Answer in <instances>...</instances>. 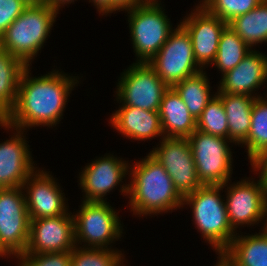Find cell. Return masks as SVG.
Returning <instances> with one entry per match:
<instances>
[{
	"label": "cell",
	"mask_w": 267,
	"mask_h": 266,
	"mask_svg": "<svg viewBox=\"0 0 267 266\" xmlns=\"http://www.w3.org/2000/svg\"><path fill=\"white\" fill-rule=\"evenodd\" d=\"M30 71V66L23 71L15 106L3 121L24 131L39 126L56 127L81 78L64 73L57 66L41 76L33 77Z\"/></svg>",
	"instance_id": "1"
},
{
	"label": "cell",
	"mask_w": 267,
	"mask_h": 266,
	"mask_svg": "<svg viewBox=\"0 0 267 266\" xmlns=\"http://www.w3.org/2000/svg\"><path fill=\"white\" fill-rule=\"evenodd\" d=\"M129 177L128 204L135 217L157 216L183 208V197L150 153L130 164Z\"/></svg>",
	"instance_id": "2"
},
{
	"label": "cell",
	"mask_w": 267,
	"mask_h": 266,
	"mask_svg": "<svg viewBox=\"0 0 267 266\" xmlns=\"http://www.w3.org/2000/svg\"><path fill=\"white\" fill-rule=\"evenodd\" d=\"M223 189V185H202L184 196L182 204L183 209H192L194 227L215 253H222L237 234L228 221Z\"/></svg>",
	"instance_id": "3"
},
{
	"label": "cell",
	"mask_w": 267,
	"mask_h": 266,
	"mask_svg": "<svg viewBox=\"0 0 267 266\" xmlns=\"http://www.w3.org/2000/svg\"><path fill=\"white\" fill-rule=\"evenodd\" d=\"M57 14L47 4L27 6L0 37V47L31 67L51 35Z\"/></svg>",
	"instance_id": "4"
},
{
	"label": "cell",
	"mask_w": 267,
	"mask_h": 266,
	"mask_svg": "<svg viewBox=\"0 0 267 266\" xmlns=\"http://www.w3.org/2000/svg\"><path fill=\"white\" fill-rule=\"evenodd\" d=\"M123 11L127 12L130 40L137 57L135 61L148 63L166 43L175 27L161 0H147Z\"/></svg>",
	"instance_id": "5"
},
{
	"label": "cell",
	"mask_w": 267,
	"mask_h": 266,
	"mask_svg": "<svg viewBox=\"0 0 267 266\" xmlns=\"http://www.w3.org/2000/svg\"><path fill=\"white\" fill-rule=\"evenodd\" d=\"M78 207L72 213L76 246L114 249L113 243L125 233L117 209L109 202L81 201Z\"/></svg>",
	"instance_id": "6"
},
{
	"label": "cell",
	"mask_w": 267,
	"mask_h": 266,
	"mask_svg": "<svg viewBox=\"0 0 267 266\" xmlns=\"http://www.w3.org/2000/svg\"><path fill=\"white\" fill-rule=\"evenodd\" d=\"M187 140L202 185H223L232 178L233 149L229 139L196 130Z\"/></svg>",
	"instance_id": "7"
},
{
	"label": "cell",
	"mask_w": 267,
	"mask_h": 266,
	"mask_svg": "<svg viewBox=\"0 0 267 266\" xmlns=\"http://www.w3.org/2000/svg\"><path fill=\"white\" fill-rule=\"evenodd\" d=\"M244 178L233 183L230 179L223 184L228 221L236 233L240 227L259 226V223H262L259 229L267 228V196L265 191L259 179L256 181L252 176L251 179L250 177Z\"/></svg>",
	"instance_id": "8"
},
{
	"label": "cell",
	"mask_w": 267,
	"mask_h": 266,
	"mask_svg": "<svg viewBox=\"0 0 267 266\" xmlns=\"http://www.w3.org/2000/svg\"><path fill=\"white\" fill-rule=\"evenodd\" d=\"M118 78L115 100L119 106L159 112L163 95L169 86L147 62H133Z\"/></svg>",
	"instance_id": "9"
},
{
	"label": "cell",
	"mask_w": 267,
	"mask_h": 266,
	"mask_svg": "<svg viewBox=\"0 0 267 266\" xmlns=\"http://www.w3.org/2000/svg\"><path fill=\"white\" fill-rule=\"evenodd\" d=\"M115 156L113 153H106L103 157L94 158V161L87 163L88 165L86 164L83 169L81 168L77 181L83 192L81 201L107 202L105 197L113 189H117L118 185L121 195L128 197L129 183L123 181L127 180L126 177L129 178L130 163L124 158Z\"/></svg>",
	"instance_id": "10"
},
{
	"label": "cell",
	"mask_w": 267,
	"mask_h": 266,
	"mask_svg": "<svg viewBox=\"0 0 267 266\" xmlns=\"http://www.w3.org/2000/svg\"><path fill=\"white\" fill-rule=\"evenodd\" d=\"M176 26L166 43L148 61L157 76L169 87L202 70L195 60L188 32L180 24Z\"/></svg>",
	"instance_id": "11"
},
{
	"label": "cell",
	"mask_w": 267,
	"mask_h": 266,
	"mask_svg": "<svg viewBox=\"0 0 267 266\" xmlns=\"http://www.w3.org/2000/svg\"><path fill=\"white\" fill-rule=\"evenodd\" d=\"M30 219L22 187L0 189V244L13 258L23 254Z\"/></svg>",
	"instance_id": "12"
},
{
	"label": "cell",
	"mask_w": 267,
	"mask_h": 266,
	"mask_svg": "<svg viewBox=\"0 0 267 266\" xmlns=\"http://www.w3.org/2000/svg\"><path fill=\"white\" fill-rule=\"evenodd\" d=\"M149 153L165 168L175 189L184 197L202 186L187 138L164 137Z\"/></svg>",
	"instance_id": "13"
},
{
	"label": "cell",
	"mask_w": 267,
	"mask_h": 266,
	"mask_svg": "<svg viewBox=\"0 0 267 266\" xmlns=\"http://www.w3.org/2000/svg\"><path fill=\"white\" fill-rule=\"evenodd\" d=\"M180 19L179 24L190 36L198 66L202 70L208 69L215 60L222 31L228 24L199 3Z\"/></svg>",
	"instance_id": "14"
},
{
	"label": "cell",
	"mask_w": 267,
	"mask_h": 266,
	"mask_svg": "<svg viewBox=\"0 0 267 266\" xmlns=\"http://www.w3.org/2000/svg\"><path fill=\"white\" fill-rule=\"evenodd\" d=\"M37 169L22 185L29 219L57 217L66 214L69 211L68 198L62 190V186L57 182L58 179L44 168Z\"/></svg>",
	"instance_id": "15"
},
{
	"label": "cell",
	"mask_w": 267,
	"mask_h": 266,
	"mask_svg": "<svg viewBox=\"0 0 267 266\" xmlns=\"http://www.w3.org/2000/svg\"><path fill=\"white\" fill-rule=\"evenodd\" d=\"M3 128L14 135L0 143V189L22 187L27 178L38 168L26 139L27 131L20 130L0 120ZM36 166V167H35Z\"/></svg>",
	"instance_id": "16"
},
{
	"label": "cell",
	"mask_w": 267,
	"mask_h": 266,
	"mask_svg": "<svg viewBox=\"0 0 267 266\" xmlns=\"http://www.w3.org/2000/svg\"><path fill=\"white\" fill-rule=\"evenodd\" d=\"M76 247L72 212L30 220L29 240L24 254L71 252Z\"/></svg>",
	"instance_id": "17"
},
{
	"label": "cell",
	"mask_w": 267,
	"mask_h": 266,
	"mask_svg": "<svg viewBox=\"0 0 267 266\" xmlns=\"http://www.w3.org/2000/svg\"><path fill=\"white\" fill-rule=\"evenodd\" d=\"M221 77L216 93L263 97L258 91L262 86L267 87V54L253 49L234 69L225 72Z\"/></svg>",
	"instance_id": "18"
},
{
	"label": "cell",
	"mask_w": 267,
	"mask_h": 266,
	"mask_svg": "<svg viewBox=\"0 0 267 266\" xmlns=\"http://www.w3.org/2000/svg\"><path fill=\"white\" fill-rule=\"evenodd\" d=\"M109 118V125L128 140L144 141L164 138L159 112L132 106H119Z\"/></svg>",
	"instance_id": "19"
},
{
	"label": "cell",
	"mask_w": 267,
	"mask_h": 266,
	"mask_svg": "<svg viewBox=\"0 0 267 266\" xmlns=\"http://www.w3.org/2000/svg\"><path fill=\"white\" fill-rule=\"evenodd\" d=\"M159 116L164 137L188 138L196 131V120L172 87L163 95Z\"/></svg>",
	"instance_id": "20"
},
{
	"label": "cell",
	"mask_w": 267,
	"mask_h": 266,
	"mask_svg": "<svg viewBox=\"0 0 267 266\" xmlns=\"http://www.w3.org/2000/svg\"><path fill=\"white\" fill-rule=\"evenodd\" d=\"M259 231L238 232L222 253L236 266H267V228Z\"/></svg>",
	"instance_id": "21"
},
{
	"label": "cell",
	"mask_w": 267,
	"mask_h": 266,
	"mask_svg": "<svg viewBox=\"0 0 267 266\" xmlns=\"http://www.w3.org/2000/svg\"><path fill=\"white\" fill-rule=\"evenodd\" d=\"M222 100L228 121V139L232 146L243 144L251 127V113L255 97L243 94L216 93Z\"/></svg>",
	"instance_id": "22"
},
{
	"label": "cell",
	"mask_w": 267,
	"mask_h": 266,
	"mask_svg": "<svg viewBox=\"0 0 267 266\" xmlns=\"http://www.w3.org/2000/svg\"><path fill=\"white\" fill-rule=\"evenodd\" d=\"M27 66L18 58L0 47V120L13 110L19 81Z\"/></svg>",
	"instance_id": "23"
},
{
	"label": "cell",
	"mask_w": 267,
	"mask_h": 266,
	"mask_svg": "<svg viewBox=\"0 0 267 266\" xmlns=\"http://www.w3.org/2000/svg\"><path fill=\"white\" fill-rule=\"evenodd\" d=\"M208 78L206 70H201L172 87L183 100L195 120L202 114L208 102L216 95V92H211L213 87L210 86V79Z\"/></svg>",
	"instance_id": "24"
},
{
	"label": "cell",
	"mask_w": 267,
	"mask_h": 266,
	"mask_svg": "<svg viewBox=\"0 0 267 266\" xmlns=\"http://www.w3.org/2000/svg\"><path fill=\"white\" fill-rule=\"evenodd\" d=\"M228 26L252 50L256 49L258 43H267V0H263L250 12L235 17L228 23Z\"/></svg>",
	"instance_id": "25"
},
{
	"label": "cell",
	"mask_w": 267,
	"mask_h": 266,
	"mask_svg": "<svg viewBox=\"0 0 267 266\" xmlns=\"http://www.w3.org/2000/svg\"><path fill=\"white\" fill-rule=\"evenodd\" d=\"M252 49L228 25L224 28L215 60L211 64L224 74L234 69Z\"/></svg>",
	"instance_id": "26"
},
{
	"label": "cell",
	"mask_w": 267,
	"mask_h": 266,
	"mask_svg": "<svg viewBox=\"0 0 267 266\" xmlns=\"http://www.w3.org/2000/svg\"><path fill=\"white\" fill-rule=\"evenodd\" d=\"M241 147H246L249 161L267 150V98L264 96L253 103L250 131Z\"/></svg>",
	"instance_id": "27"
},
{
	"label": "cell",
	"mask_w": 267,
	"mask_h": 266,
	"mask_svg": "<svg viewBox=\"0 0 267 266\" xmlns=\"http://www.w3.org/2000/svg\"><path fill=\"white\" fill-rule=\"evenodd\" d=\"M122 251L118 248L104 249L76 246L71 251L70 266H127L125 254Z\"/></svg>",
	"instance_id": "28"
},
{
	"label": "cell",
	"mask_w": 267,
	"mask_h": 266,
	"mask_svg": "<svg viewBox=\"0 0 267 266\" xmlns=\"http://www.w3.org/2000/svg\"><path fill=\"white\" fill-rule=\"evenodd\" d=\"M196 130L228 139V121L221 98L216 94L196 119Z\"/></svg>",
	"instance_id": "29"
},
{
	"label": "cell",
	"mask_w": 267,
	"mask_h": 266,
	"mask_svg": "<svg viewBox=\"0 0 267 266\" xmlns=\"http://www.w3.org/2000/svg\"><path fill=\"white\" fill-rule=\"evenodd\" d=\"M263 0H200L197 1L209 13L218 16L227 24L235 17L250 12Z\"/></svg>",
	"instance_id": "30"
},
{
	"label": "cell",
	"mask_w": 267,
	"mask_h": 266,
	"mask_svg": "<svg viewBox=\"0 0 267 266\" xmlns=\"http://www.w3.org/2000/svg\"><path fill=\"white\" fill-rule=\"evenodd\" d=\"M16 259L17 266H70L71 252L23 253Z\"/></svg>",
	"instance_id": "31"
},
{
	"label": "cell",
	"mask_w": 267,
	"mask_h": 266,
	"mask_svg": "<svg viewBox=\"0 0 267 266\" xmlns=\"http://www.w3.org/2000/svg\"><path fill=\"white\" fill-rule=\"evenodd\" d=\"M26 7L23 0H0V37Z\"/></svg>",
	"instance_id": "32"
},
{
	"label": "cell",
	"mask_w": 267,
	"mask_h": 266,
	"mask_svg": "<svg viewBox=\"0 0 267 266\" xmlns=\"http://www.w3.org/2000/svg\"><path fill=\"white\" fill-rule=\"evenodd\" d=\"M251 165V172L254 175L257 174V178H259L260 184L262 185L265 195L267 196V150L259 153L253 159L249 161Z\"/></svg>",
	"instance_id": "33"
},
{
	"label": "cell",
	"mask_w": 267,
	"mask_h": 266,
	"mask_svg": "<svg viewBox=\"0 0 267 266\" xmlns=\"http://www.w3.org/2000/svg\"><path fill=\"white\" fill-rule=\"evenodd\" d=\"M97 9L99 16H107L113 13V0H89Z\"/></svg>",
	"instance_id": "34"
},
{
	"label": "cell",
	"mask_w": 267,
	"mask_h": 266,
	"mask_svg": "<svg viewBox=\"0 0 267 266\" xmlns=\"http://www.w3.org/2000/svg\"><path fill=\"white\" fill-rule=\"evenodd\" d=\"M147 0H113V13L136 7L145 3Z\"/></svg>",
	"instance_id": "35"
},
{
	"label": "cell",
	"mask_w": 267,
	"mask_h": 266,
	"mask_svg": "<svg viewBox=\"0 0 267 266\" xmlns=\"http://www.w3.org/2000/svg\"><path fill=\"white\" fill-rule=\"evenodd\" d=\"M75 1L77 0H46V4L60 12L62 8L68 6V4H74Z\"/></svg>",
	"instance_id": "36"
},
{
	"label": "cell",
	"mask_w": 267,
	"mask_h": 266,
	"mask_svg": "<svg viewBox=\"0 0 267 266\" xmlns=\"http://www.w3.org/2000/svg\"><path fill=\"white\" fill-rule=\"evenodd\" d=\"M217 262L214 266H236L223 253H216Z\"/></svg>",
	"instance_id": "37"
},
{
	"label": "cell",
	"mask_w": 267,
	"mask_h": 266,
	"mask_svg": "<svg viewBox=\"0 0 267 266\" xmlns=\"http://www.w3.org/2000/svg\"><path fill=\"white\" fill-rule=\"evenodd\" d=\"M27 6L46 4V0H23Z\"/></svg>",
	"instance_id": "38"
},
{
	"label": "cell",
	"mask_w": 267,
	"mask_h": 266,
	"mask_svg": "<svg viewBox=\"0 0 267 266\" xmlns=\"http://www.w3.org/2000/svg\"><path fill=\"white\" fill-rule=\"evenodd\" d=\"M0 257L2 259H5V258L8 259V257L13 259V257L2 247L1 244H0Z\"/></svg>",
	"instance_id": "39"
},
{
	"label": "cell",
	"mask_w": 267,
	"mask_h": 266,
	"mask_svg": "<svg viewBox=\"0 0 267 266\" xmlns=\"http://www.w3.org/2000/svg\"><path fill=\"white\" fill-rule=\"evenodd\" d=\"M266 88H267V87H266ZM265 92H267V90H266ZM265 92H264L263 94L265 95L264 97L267 98V93H265Z\"/></svg>",
	"instance_id": "40"
}]
</instances>
